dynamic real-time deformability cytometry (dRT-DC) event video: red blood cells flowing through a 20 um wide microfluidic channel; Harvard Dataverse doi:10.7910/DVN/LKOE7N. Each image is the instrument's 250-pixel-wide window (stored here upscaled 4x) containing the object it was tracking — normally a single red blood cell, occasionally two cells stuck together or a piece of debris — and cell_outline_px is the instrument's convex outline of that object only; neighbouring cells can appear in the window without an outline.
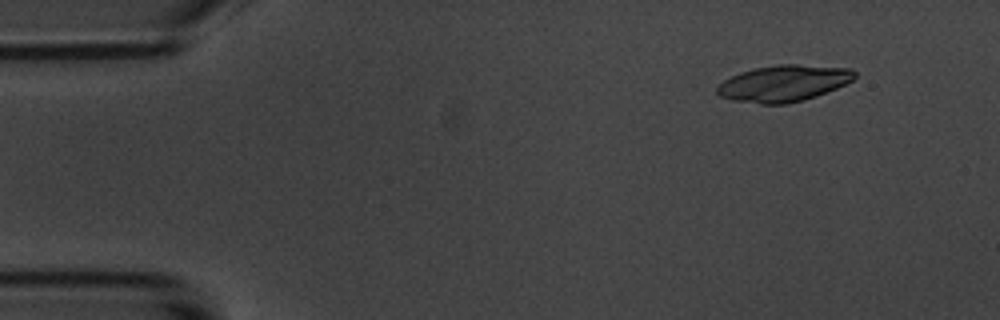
{"species": "common noctule bat (a hibernating species)", "species_latin": "Nyctalus noctula", "temperature_condition": "room temperature", "stored_images_in_passage": 5, "camera_frame_rate_fps": 3000, "um_per_image_px": 0.085, "animal": {"sex": "male", "body_mass_g": 20.1, "forearm_length_mm": 53.5}, "frame": {"image": 1, "passage_image": 2, "time_ms": 1.0, "image_size_px": [1000, 320], "cell_outline_px": [[856, 76], [852, 80], [836, 88], [816, 96], [804, 100], [784, 104], [760, 104], [732, 100], [720, 96], [716, 92], [716, 88], [724, 80], [740, 72], [752, 68], [776, 64], [796, 64], [852, 68], [856, 72]], "centroid_in_image_um": [66.6, 7.07], "position_along_channel_um": 18.4, "area_um2": 29.25}}